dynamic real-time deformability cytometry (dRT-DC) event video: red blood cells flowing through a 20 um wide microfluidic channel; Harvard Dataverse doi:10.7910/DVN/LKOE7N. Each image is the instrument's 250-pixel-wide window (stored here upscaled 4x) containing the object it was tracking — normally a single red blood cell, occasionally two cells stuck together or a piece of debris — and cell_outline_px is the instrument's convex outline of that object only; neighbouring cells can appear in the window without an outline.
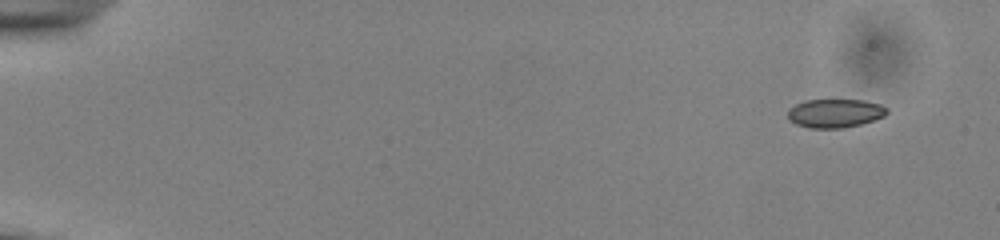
{"species": "common noctule bat (a hibernating species)", "species_latin": "Nyctalus noctula", "temperature_condition": "cold", "stored_images_in_passage": 52, "camera_frame_rate_fps": 3000, "um_per_image_px": 0.085, "animal": {"sex": "male", "body_mass_g": 13.0, "forearm_length_mm": 53.1}, "frame": {"image": 1, "passage_image": 1, "time_ms": 0.0, "image_size_px": [1000, 240], "cell_outline_px": [[888, 112], [884, 116], [860, 124], [844, 128], [808, 128], [796, 124], [788, 120], [788, 108], [804, 100], [864, 100], [880, 104], [888, 108]], "centroid_in_image_um": [70.95, 9.62], "position_along_channel_um": 14.0, "area_um2": 16.65}}
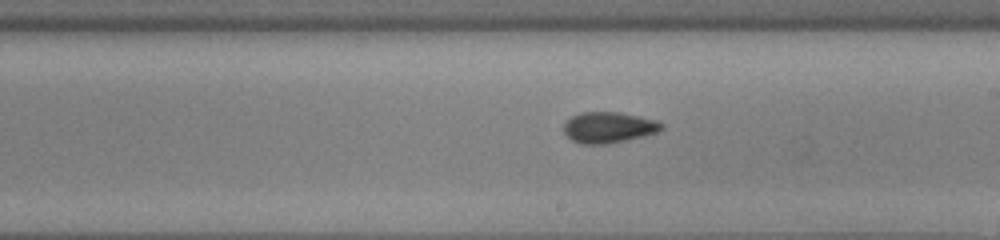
{"frame": {"image": 2, "passage_image": 30, "time_ms": 9.667, "image_size_px": [1000, 240], "cell_outline_px": [[664, 128], [656, 132], [644, 136], [628, 140], [608, 144], [580, 144], [572, 140], [564, 132], [564, 124], [572, 116], [580, 112], [620, 112], [656, 120], [664, 124]], "centroid_in_image_um": [51.74, 10.83], "position_along_channel_um": 237.3, "area_um2": 17.69}}
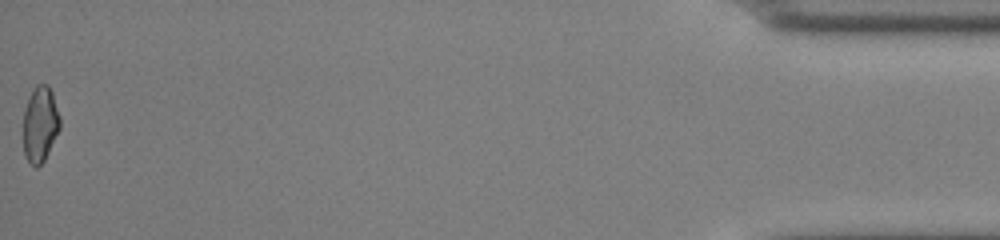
{"frame": {"image": 3, "passage_image": 52, "time_ms": 17.0, "image_size_px": [1000, 240], "cell_outline_px": [[60, 128], [44, 160], [36, 168], [28, 160], [24, 152], [24, 108], [32, 88], [36, 84], [48, 84], [52, 92], [60, 116]], "centroid_in_image_um": [3.41, 10.5], "position_along_channel_um": 431.8, "area_um2": 16.13}, "authors_computed_cell_mechanics": {"area_um2": 17.0221, "velocity_mm_per_s": 3.8567, "shape_relaxation_time_tau1_ms": 3.954, "shape_relaxation_time_tau2_ms": 3.1221, "deformation_change_tau1": 0.0839, "deformation_change_tau2": 0.075}}